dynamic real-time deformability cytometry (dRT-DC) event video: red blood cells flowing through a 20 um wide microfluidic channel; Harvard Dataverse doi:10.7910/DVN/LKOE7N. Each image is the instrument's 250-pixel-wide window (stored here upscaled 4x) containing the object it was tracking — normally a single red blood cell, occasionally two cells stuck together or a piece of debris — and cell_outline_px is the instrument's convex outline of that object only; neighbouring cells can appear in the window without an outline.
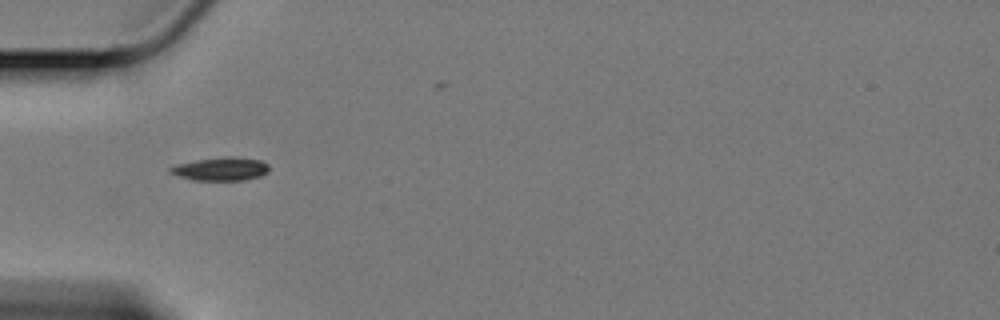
{"species": "Egyptian fruit bat (a non-hibernating species)", "species_latin": "Rousettus aegyptiacus", "temperature_condition": "cold", "stored_images_in_passage": 41, "camera_frame_rate_fps": 3000, "um_per_image_px": 0.085, "animal": {"sex": "female"}, "frame": {"image": 1, "passage_image": 1, "time_ms": 0.0, "image_size_px": [1000, 320], "cell_outline_px": [[268, 172], [260, 176], [240, 180], [192, 180], [168, 172], [168, 168], [180, 164], [196, 160], [224, 156], [236, 156], [260, 160], [268, 164]], "centroid_in_image_um": [18.78, 14.35], "position_along_channel_um": 66.2, "area_um2": 13.35}}
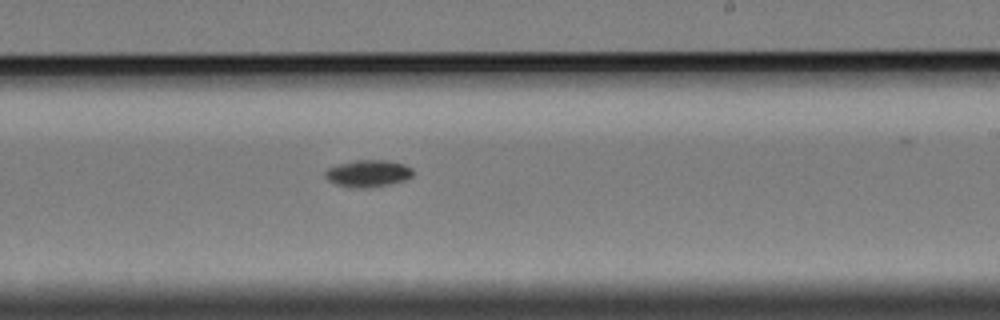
{"frame": {"image": 2, "passage_image": 18, "time_ms": 5.667, "image_size_px": [1000, 320], "cell_outline_px": [[412, 176], [404, 180], [388, 184], [368, 188], [352, 188], [336, 184], [328, 180], [324, 176], [324, 172], [328, 168], [340, 164], [356, 160], [388, 160], [404, 164], [412, 168]], "centroid_in_image_um": [31.27, 14.74], "position_along_channel_um": 257.7, "area_um2": 13.76}}
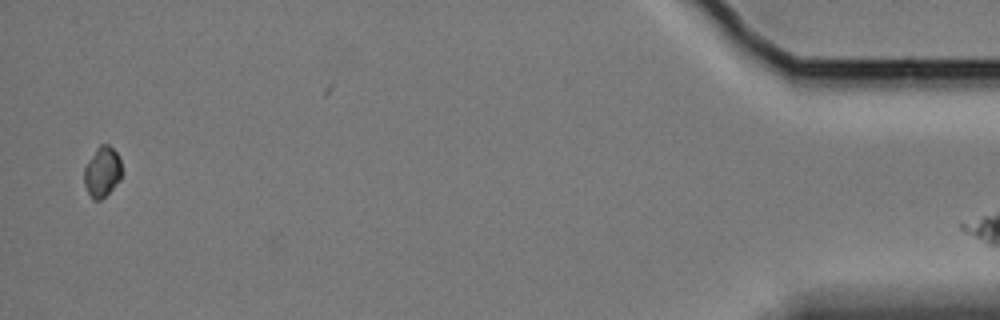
{"frame": {"image": 3, "passage_image": 40, "time_ms": 13.0, "image_size_px": [1000, 320], "cell_outline_px": [[120, 180], [100, 200], [92, 200], [84, 184], [84, 168], [88, 160], [96, 148], [100, 144], [108, 144], [116, 152], [120, 160]], "centroid_in_image_um": [8.66, 14.6], "position_along_channel_um": 426.5, "area_um2": 10.87}}